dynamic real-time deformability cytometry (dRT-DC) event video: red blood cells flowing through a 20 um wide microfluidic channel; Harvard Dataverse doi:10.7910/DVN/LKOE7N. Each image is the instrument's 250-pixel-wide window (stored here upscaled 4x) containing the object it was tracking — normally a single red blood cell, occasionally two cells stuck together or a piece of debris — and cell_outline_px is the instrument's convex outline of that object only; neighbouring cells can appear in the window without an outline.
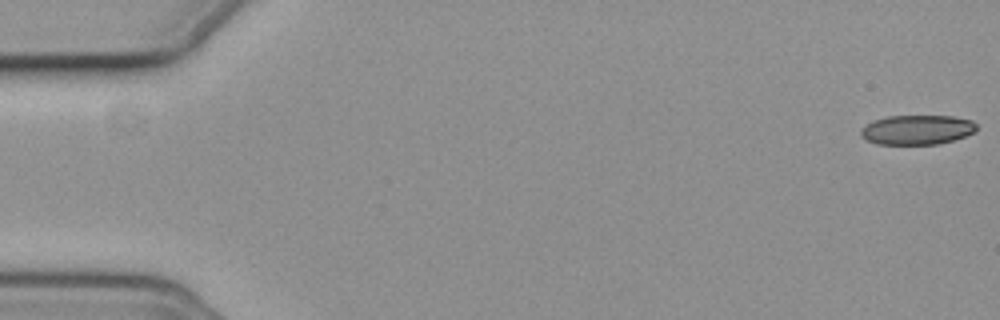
{"species": "common noctule bat (a hibernating species)", "species_latin": "Nyctalus noctula", "temperature_condition": "cold", "stored_images_in_passage": 57, "camera_frame_rate_fps": 3000, "um_per_image_px": 0.085, "animal": {"sex": "female", "body_mass_g": 19.3, "forearm_length_mm": 54.1}, "frame": {"image": 1, "passage_image": 1, "time_ms": 0.0, "image_size_px": [1000, 320], "cell_outline_px": [[976, 132], [940, 144], [876, 144], [860, 136], [860, 128], [872, 120], [888, 116], [952, 116], [972, 120], [976, 124]], "centroid_in_image_um": [77.93, 11.03], "position_along_channel_um": 7.1, "area_um2": 20.06}}
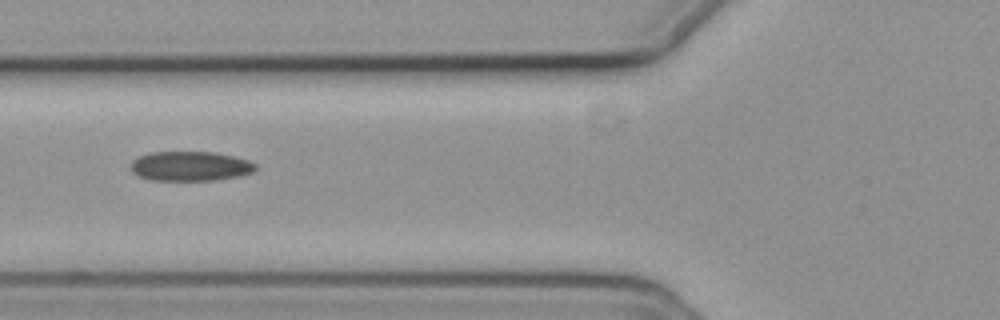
{"frame": {"image": 2, "passage_image": 22, "time_ms": 7.0, "image_size_px": [1000, 320], "cell_outline_px": [[256, 168], [252, 172], [236, 176], [216, 180], [148, 180], [136, 176], [132, 172], [132, 160], [140, 156], [152, 152], [212, 152], [232, 156], [248, 160], [256, 164]], "centroid_in_image_um": [16.13, 14.13], "position_along_channel_um": 109.7, "area_um2": 21.39}}
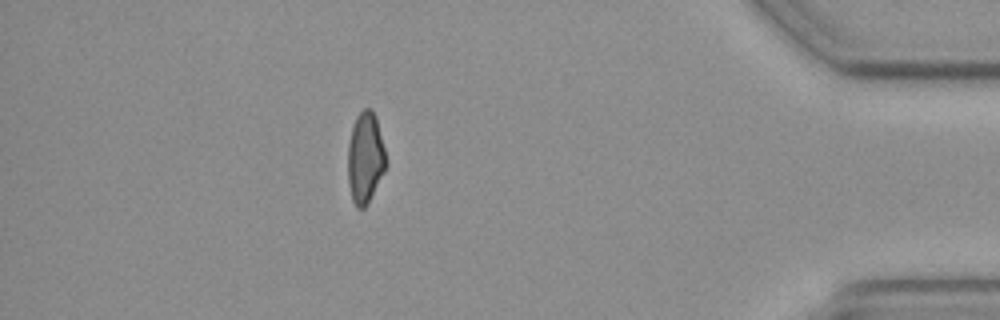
{"frame": {"image": 3, "passage_image": 50, "time_ms": 16.333, "image_size_px": [1000, 320], "cell_outline_px": [[384, 172], [368, 204], [364, 208], [356, 208], [352, 200], [348, 184], [348, 144], [352, 128], [356, 116], [364, 108], [368, 108], [376, 116], [384, 148]], "centroid_in_image_um": [31.02, 13.44], "position_along_channel_um": 404.2, "area_um2": 20.0}, "authors_computed_cell_mechanics": {"area_um2": 21.4438, "velocity_mm_per_s": 3.6843, "shape_relaxation_time_tau1_ms": 6.711, "shape_relaxation_time_tau2_ms": 4.9205, "deformation_change_tau1": 0.1363, "deformation_change_tau2": 0.1141}}